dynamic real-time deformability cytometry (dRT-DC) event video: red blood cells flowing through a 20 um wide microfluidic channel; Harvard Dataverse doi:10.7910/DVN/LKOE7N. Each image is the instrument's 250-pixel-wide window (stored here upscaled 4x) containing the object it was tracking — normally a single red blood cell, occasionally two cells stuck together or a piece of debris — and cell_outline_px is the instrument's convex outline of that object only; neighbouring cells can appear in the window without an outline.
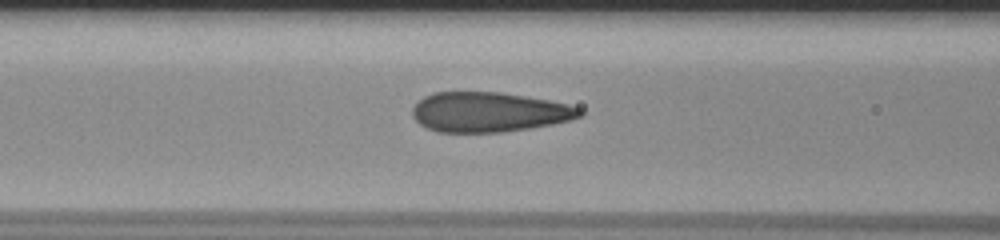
{"species": "human", "species_latin": "Homo sapiens", "temperature_condition": "room temperature", "stored_images_in_passage": 15, "camera_frame_rate_fps": 3000, "um_per_image_px": 0.085, "donor": {"sex": "male"}, "frame": {"image": 1, "passage_image": 13, "time_ms": 4.0, "image_size_px": [1000, 240], "cell_outline_px": [[584, 116], [572, 120], [552, 124], [504, 132], [436, 132], [420, 124], [412, 116], [412, 108], [424, 96], [432, 92], [500, 92], [548, 100], [568, 104], [580, 108], [584, 112]], "centroid_in_image_um": [41.58, 9.53], "position_along_channel_um": 125.0, "area_um2": 38.96}}